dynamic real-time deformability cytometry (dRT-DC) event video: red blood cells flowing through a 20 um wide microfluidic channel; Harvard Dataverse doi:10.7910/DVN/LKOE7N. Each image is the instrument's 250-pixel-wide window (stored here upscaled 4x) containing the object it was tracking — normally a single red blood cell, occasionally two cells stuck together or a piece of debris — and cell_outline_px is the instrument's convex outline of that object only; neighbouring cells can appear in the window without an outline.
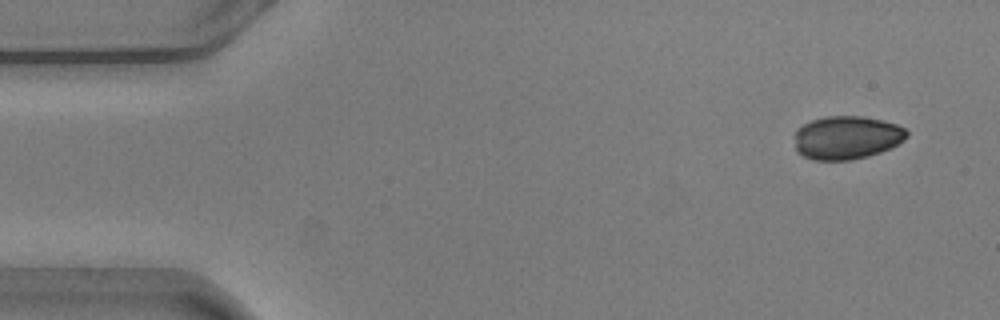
{"species": "common noctule bat (a hibernating species)", "species_latin": "Nyctalus noctula", "temperature_condition": "warm", "stored_images_in_passage": 18, "camera_frame_rate_fps": 3000, "um_per_image_px": 0.085, "animal": {"sex": "male", "body_mass_g": 20.5, "forearm_length_mm": 52.5}, "frame": {"image": 1, "passage_image": 1, "time_ms": 0.0, "image_size_px": [1000, 320], "cell_outline_px": [[908, 136], [904, 140], [892, 148], [868, 156], [852, 160], [812, 160], [796, 152], [796, 128], [812, 120], [828, 116], [864, 116], [896, 124], [904, 128], [908, 132]], "centroid_in_image_um": [71.98, 11.7], "position_along_channel_um": 13.0, "area_um2": 28.44}}